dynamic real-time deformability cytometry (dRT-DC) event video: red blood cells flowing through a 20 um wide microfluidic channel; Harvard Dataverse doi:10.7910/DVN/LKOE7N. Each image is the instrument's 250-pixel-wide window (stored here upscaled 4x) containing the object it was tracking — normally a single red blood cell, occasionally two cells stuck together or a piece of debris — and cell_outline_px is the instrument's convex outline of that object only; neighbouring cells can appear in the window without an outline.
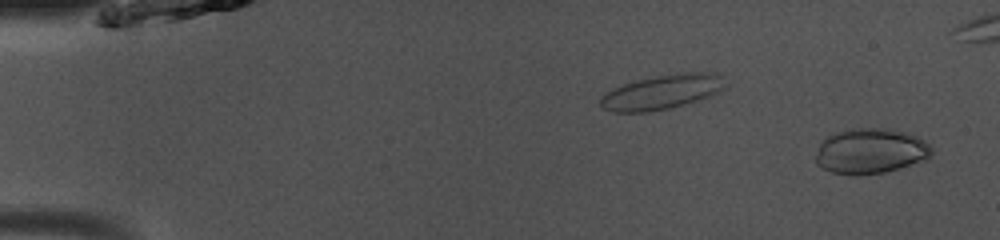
{"species": "common noctule bat (a hibernating species)", "species_latin": "Nyctalus noctula", "temperature_condition": "room temperature", "stored_images_in_passage": 45, "camera_frame_rate_fps": 3000, "um_per_image_px": 0.085, "animal": {"sex": "male", "body_mass_g": 13.0, "forearm_length_mm": 53.1}, "frame": {"image": 1, "passage_image": 2, "time_ms": 0.333, "image_size_px": [1000, 240], "cell_outline_px": [[932, 156], [928, 160], [884, 172], [832, 172], [816, 164], [816, 156], [820, 144], [828, 136], [836, 132], [852, 128], [888, 128], [904, 132], [916, 136], [924, 140], [932, 148]], "centroid_in_image_um": [74.06, 12.8], "position_along_channel_um": 10.9, "area_um2": 29.94}}
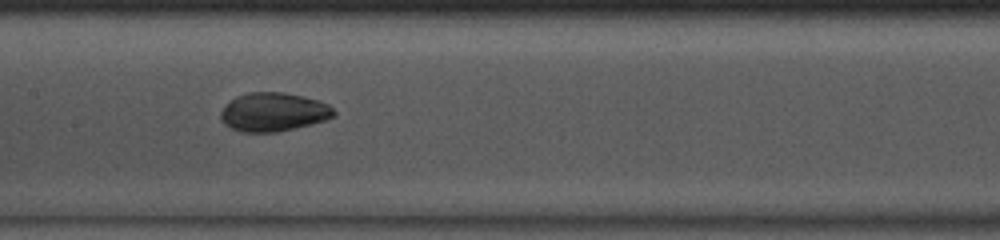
{"frame": {"image": 2, "passage_image": 24, "time_ms": 7.667, "image_size_px": [1000, 240], "cell_outline_px": [[336, 116], [312, 124], [276, 132], [240, 132], [224, 124], [220, 120], [220, 112], [236, 96], [248, 92], [284, 92], [316, 100], [328, 104], [336, 112]], "centroid_in_image_um": [23.23, 9.53], "position_along_channel_um": 184.2, "area_um2": 25.37}}
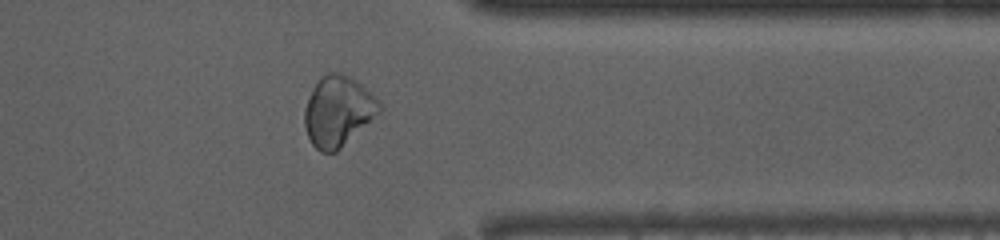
{"frame": {"image": 3, "passage_image": 39, "time_ms": 12.667, "image_size_px": [1000, 240], "cell_outline_px": [[384, 108], [380, 112], [336, 152], [320, 152], [312, 144], [308, 136], [304, 124], [304, 108], [320, 76], [328, 72], [344, 72], [352, 76]], "centroid_in_image_um": [28.71, 9.44], "position_along_channel_um": 382.7, "area_um2": 30.29}}